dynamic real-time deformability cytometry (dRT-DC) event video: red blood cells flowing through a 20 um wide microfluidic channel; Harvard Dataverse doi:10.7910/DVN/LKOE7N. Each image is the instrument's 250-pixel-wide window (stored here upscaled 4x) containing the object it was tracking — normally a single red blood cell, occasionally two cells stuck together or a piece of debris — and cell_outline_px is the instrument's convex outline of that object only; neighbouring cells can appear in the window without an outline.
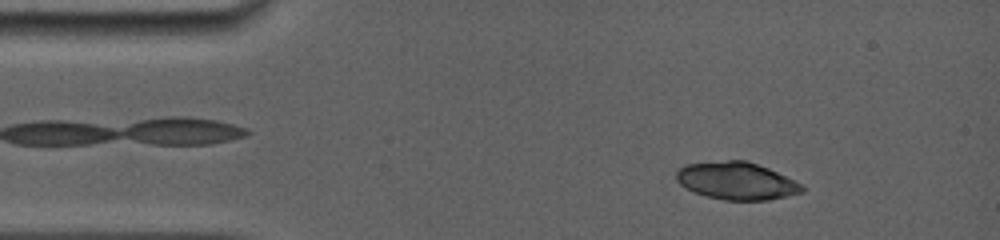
{"species": "common noctule bat (a hibernating species)", "species_latin": "Nyctalus noctula", "temperature_condition": "room temperature", "stored_images_in_passage": 7, "camera_frame_rate_fps": 5000, "um_per_image_px": 0.085, "animal": {"sex": "female", "body_mass_g": 19.0, "forearm_length_mm": 56.7}, "frame": {"image": 1, "passage_image": 4, "time_ms": 2.0, "image_size_px": [1000, 240], "cell_outline_px": [[804, 192], [788, 196], [768, 200], [724, 200], [708, 196], [684, 188], [676, 180], [676, 172], [684, 164], [728, 160], [744, 160], [768, 168], [800, 184], [804, 188]], "centroid_in_image_um": [62.57, 15.38], "position_along_channel_um": 22.4, "area_um2": 27.22}}